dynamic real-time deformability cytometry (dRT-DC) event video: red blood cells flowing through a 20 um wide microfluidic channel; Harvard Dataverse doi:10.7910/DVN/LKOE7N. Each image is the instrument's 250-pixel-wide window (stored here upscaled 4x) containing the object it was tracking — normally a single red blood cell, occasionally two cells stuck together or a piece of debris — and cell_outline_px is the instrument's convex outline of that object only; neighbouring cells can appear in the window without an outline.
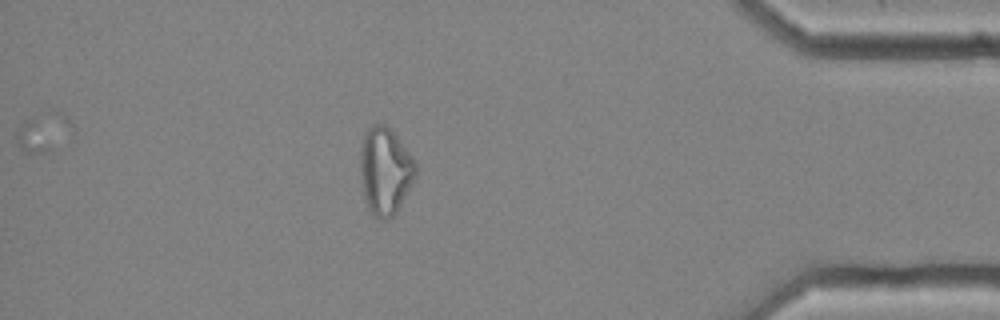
{"species": "common noctule bat (a hibernating species)", "species_latin": "Nyctalus noctula", "temperature_condition": "cold", "stored_images_in_passage": 32, "camera_frame_rate_fps": 3000, "um_per_image_px": 0.085, "animal": {"sex": "female", "body_mass_g": 25.1}, "frame": {"image": 1, "passage_image": 32, "time_ms": 10.333, "image_size_px": [1000, 320], "cell_outline_px": [[416, 172], [412, 184], [396, 212], [388, 220], [380, 220], [372, 216], [364, 200], [360, 172], [360, 152], [364, 136], [368, 128], [372, 124], [384, 124], [392, 128], [416, 160]], "centroid_in_image_um": [32.74, 14.52], "position_along_channel_um": 402.5, "area_um2": 28.61}, "authors_computed_cell_mechanics": {"area_um2": 22.2241, "velocity_mm_per_s": 3.6676, "shape_relaxation_time_tau1_ms": null, "shape_relaxation_time_tau2_ms": 3.3368, "deformation_change_tau1": null, "deformation_change_tau2": 0.0998}}